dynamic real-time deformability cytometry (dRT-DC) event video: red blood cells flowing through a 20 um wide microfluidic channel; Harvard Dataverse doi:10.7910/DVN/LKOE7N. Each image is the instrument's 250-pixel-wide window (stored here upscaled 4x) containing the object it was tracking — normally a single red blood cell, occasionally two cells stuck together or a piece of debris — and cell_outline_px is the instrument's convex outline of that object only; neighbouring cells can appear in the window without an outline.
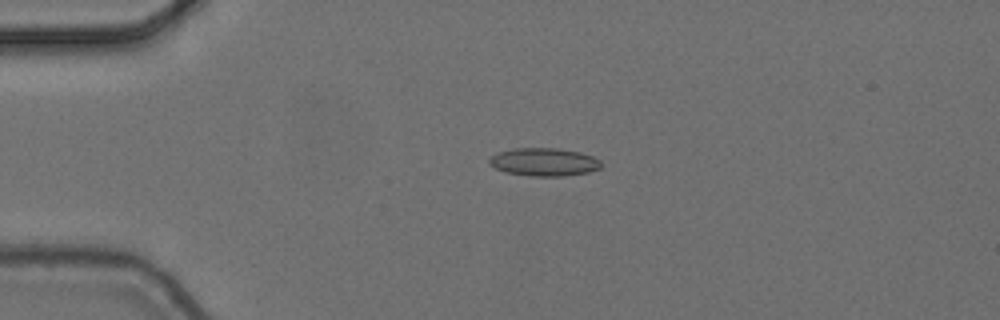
{"species": "common noctule bat (a hibernating species)", "species_latin": "Nyctalus noctula", "temperature_condition": "cold", "stored_images_in_passage": 5, "camera_frame_rate_fps": 3000, "um_per_image_px": 0.085, "animal": {"sex": "female", "body_mass_g": 24.6, "forearm_length_mm": 56.2}, "frame": {"image": 1, "passage_image": 4, "time_ms": 1.0, "image_size_px": [1000, 320], "cell_outline_px": [[604, 164], [600, 168], [588, 172], [564, 176], [532, 176], [504, 172], [488, 164], [488, 160], [496, 152], [512, 148], [560, 148], [580, 152], [592, 156], [600, 160]], "centroid_in_image_um": [46.24, 13.76], "position_along_channel_um": 38.8, "area_um2": 18.5}}